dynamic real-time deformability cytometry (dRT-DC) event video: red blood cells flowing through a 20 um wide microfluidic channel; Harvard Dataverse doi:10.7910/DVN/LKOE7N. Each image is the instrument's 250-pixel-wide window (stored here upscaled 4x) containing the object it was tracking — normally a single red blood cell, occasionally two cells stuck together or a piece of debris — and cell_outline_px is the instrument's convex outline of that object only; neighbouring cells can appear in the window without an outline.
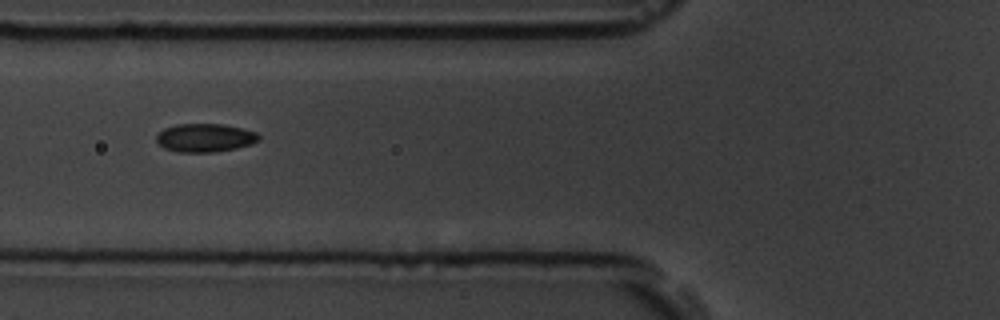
{"species": "common noctule bat (a hibernating species)", "species_latin": "Nyctalus noctula", "temperature_condition": "room temperature", "stored_images_in_passage": 10, "camera_frame_rate_fps": 3000, "um_per_image_px": 0.085, "animal": {"sex": "male", "body_mass_g": 19.5, "forearm_length_mm": 54.6}, "frame": {"image": 1, "passage_image": 6, "time_ms": 5.667, "image_size_px": [1000, 320], "cell_outline_px": [[260, 140], [252, 144], [236, 148], [216, 152], [176, 152], [164, 148], [156, 140], [156, 136], [164, 128], [176, 124], [224, 124], [256, 132], [260, 136]], "centroid_in_image_um": [17.43, 11.71], "position_along_channel_um": 108.4, "area_um2": 16.99}}
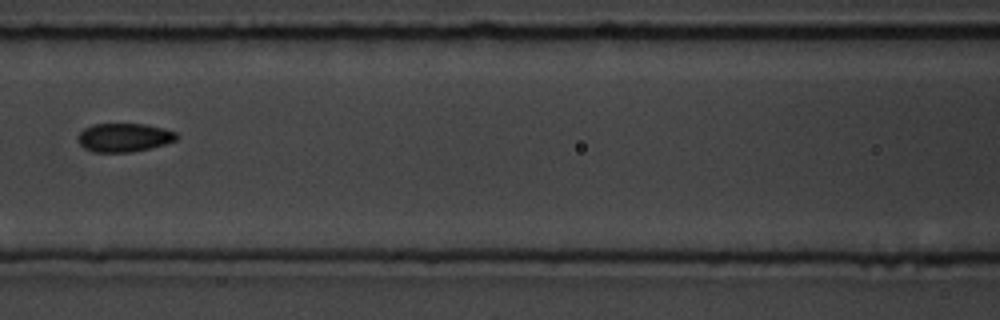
{"frame": {"image": 2, "passage_image": 7, "time_ms": 7.0, "image_size_px": [1000, 320], "cell_outline_px": [[180, 136], [176, 140], [164, 144], [132, 152], [92, 152], [84, 148], [76, 140], [80, 132], [84, 128], [92, 124], [144, 124], [164, 128], [176, 132]], "centroid_in_image_um": [10.53, 11.68], "position_along_channel_um": 156.1, "area_um2": 16.53}}